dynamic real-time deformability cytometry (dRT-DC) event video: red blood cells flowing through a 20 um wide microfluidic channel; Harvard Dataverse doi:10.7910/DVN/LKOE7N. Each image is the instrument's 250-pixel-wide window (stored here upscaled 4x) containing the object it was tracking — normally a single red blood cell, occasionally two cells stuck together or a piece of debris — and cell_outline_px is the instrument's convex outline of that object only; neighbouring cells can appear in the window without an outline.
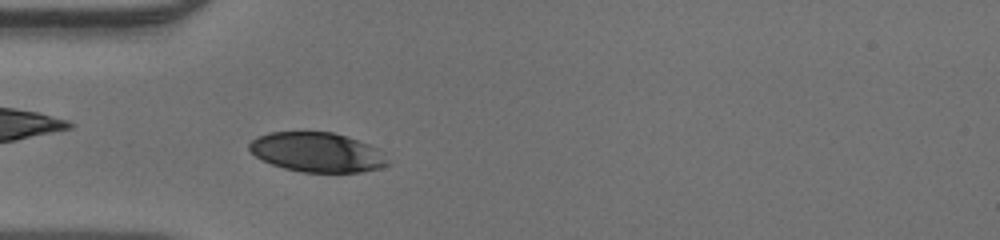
{"species": "human", "species_latin": "Homo sapiens", "temperature_condition": "warm", "stored_images_in_passage": 41, "camera_frame_rate_fps": 3000, "um_per_image_px": 0.085, "donor": {"sex": "male"}, "frame": {"image": 1, "passage_image": 9, "time_ms": 2.667, "image_size_px": [1000, 240], "cell_outline_px": [[388, 164], [380, 168], [360, 172], [300, 172], [284, 168], [272, 164], [256, 156], [248, 148], [248, 144], [256, 136], [268, 132], [332, 132], [368, 144], [376, 148]], "centroid_in_image_um": [26.88, 12.94], "position_along_channel_um": 58.1, "area_um2": 31.44}}
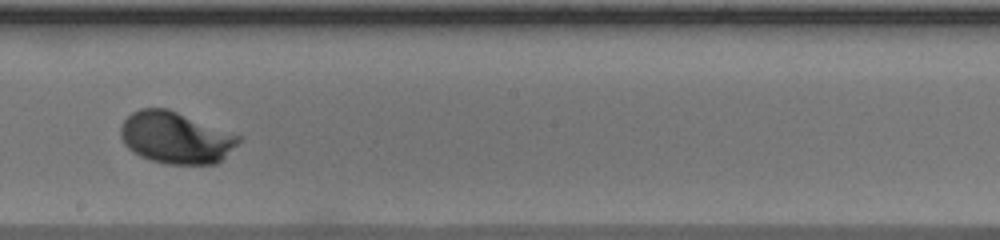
{"frame": {"image": 2, "passage_image": 22, "time_ms": 7.0, "image_size_px": [1000, 240], "cell_outline_px": [[244, 136], [216, 164], [168, 164], [152, 160], [140, 156], [128, 148], [124, 144], [120, 136], [120, 124], [132, 112], [140, 108], [168, 108]], "centroid_in_image_um": [14.92, 11.68], "position_along_channel_um": 233.3, "area_um2": 35.66}}
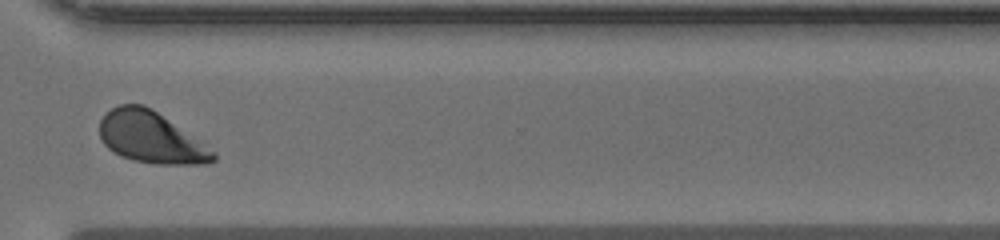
{"frame": {"image": 3, "passage_image": 31, "time_ms": 10.0, "image_size_px": [1000, 240], "cell_outline_px": [[216, 160], [208, 164], [156, 164], [132, 160], [108, 148], [104, 144], [100, 136], [100, 120], [112, 108], [120, 104], [144, 104], [216, 152]], "centroid_in_image_um": [12.83, 11.7], "position_along_channel_um": 357.8, "area_um2": 33.41}}